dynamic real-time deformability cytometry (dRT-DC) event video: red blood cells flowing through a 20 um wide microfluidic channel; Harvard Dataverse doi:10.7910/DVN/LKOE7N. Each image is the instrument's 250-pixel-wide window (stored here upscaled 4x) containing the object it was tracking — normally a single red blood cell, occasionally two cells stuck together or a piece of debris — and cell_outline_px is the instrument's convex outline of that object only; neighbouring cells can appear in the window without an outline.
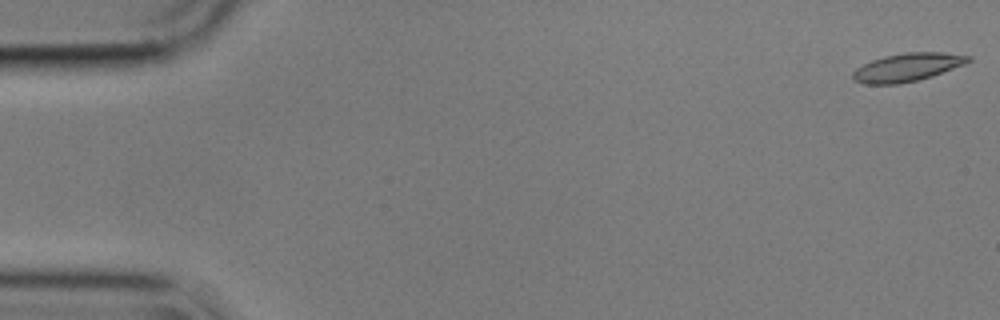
{"species": "common noctule bat (a hibernating species)", "species_latin": "Nyctalus noctula", "temperature_condition": "cold", "stored_images_in_passage": 57, "camera_frame_rate_fps": 3000, "um_per_image_px": 0.085, "animal": {"sex": "male", "body_mass_g": 17.9}, "frame": {"image": 1, "passage_image": 1, "time_ms": 0.0, "image_size_px": [1000, 320], "cell_outline_px": [[972, 60], [964, 64], [932, 76], [920, 80], [900, 84], [864, 84], [856, 80], [852, 76], [852, 72], [856, 68], [872, 60], [884, 56], [904, 52], [944, 52], [972, 56]], "centroid_in_image_um": [77.14, 5.71], "position_along_channel_um": 7.9, "area_um2": 19.02}}
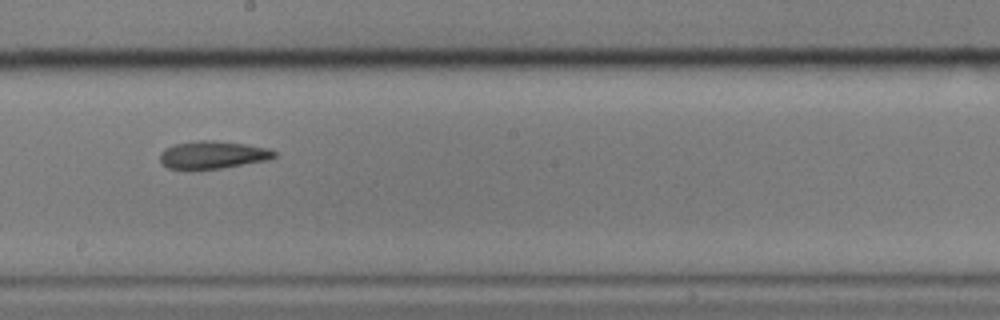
{"frame": {"image": 2, "passage_image": 31, "time_ms": 10.0, "image_size_px": [1000, 320], "cell_outline_px": [[276, 156], [268, 160], [220, 168], [188, 172], [168, 168], [160, 160], [160, 152], [164, 148], [176, 144], [200, 140], [212, 140], [244, 144], [268, 148], [276, 152]], "centroid_in_image_um": [18.03, 13.19], "position_along_channel_um": 230.2, "area_um2": 18.79}}
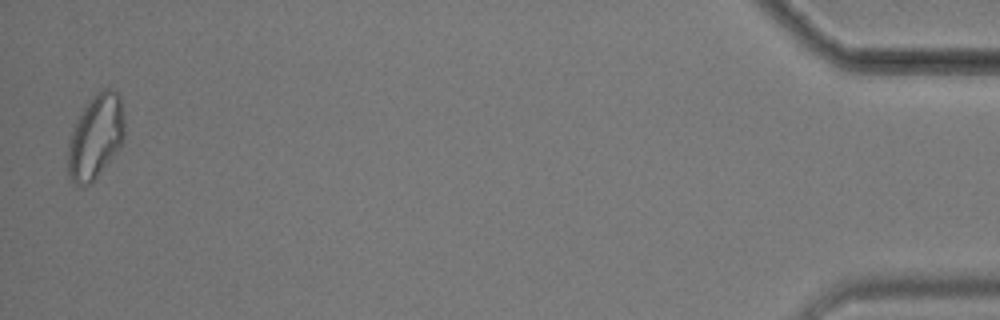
{"frame": {"image": 3, "passage_image": 55, "time_ms": 18.0, "image_size_px": [1000, 320], "cell_outline_px": [[124, 136], [120, 144], [96, 176], [84, 188], [76, 184], [68, 176], [68, 144], [76, 120], [92, 96], [100, 88], [112, 88], [120, 96], [124, 116]], "centroid_in_image_um": [8.11, 11.57], "position_along_channel_um": 427.1, "area_um2": 27.28}}